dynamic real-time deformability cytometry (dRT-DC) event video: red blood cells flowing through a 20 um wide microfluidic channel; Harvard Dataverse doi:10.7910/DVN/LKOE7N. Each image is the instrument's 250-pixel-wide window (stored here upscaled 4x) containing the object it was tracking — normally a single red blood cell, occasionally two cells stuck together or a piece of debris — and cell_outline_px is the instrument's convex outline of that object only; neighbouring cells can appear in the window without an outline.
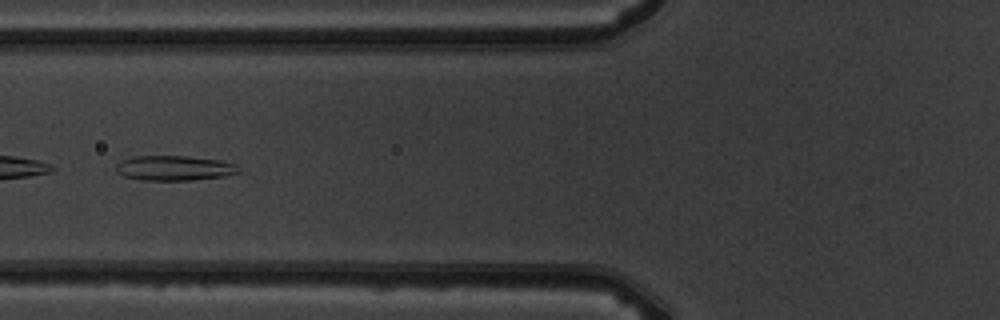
{"species": "common noctule bat (a hibernating species)", "species_latin": "Nyctalus noctula", "temperature_condition": "warm", "stored_images_in_passage": 10, "camera_frame_rate_fps": 3000, "um_per_image_px": 0.085, "animal": {"sex": "male", "body_mass_g": 19.5, "forearm_length_mm": 54.6}, "frame": {"image": 1, "passage_image": 7, "time_ms": 7.0, "image_size_px": [1000, 320], "cell_outline_px": [[240, 172], [228, 176], [192, 180], [140, 180], [124, 176], [116, 172], [116, 164], [120, 160], [132, 156], [188, 156], [220, 160], [236, 164]], "centroid_in_image_um": [14.81, 14.28], "position_along_channel_um": 111.0, "area_um2": 18.03}}
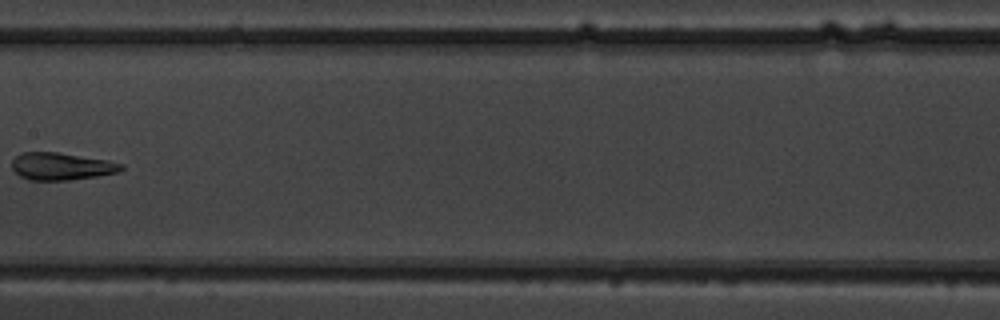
{"frame": {"image": 2, "passage_image": 9, "time_ms": 9.333, "image_size_px": [1000, 320], "cell_outline_px": [[124, 168], [120, 172], [96, 176], [68, 180], [28, 180], [20, 176], [12, 168], [12, 160], [20, 152], [56, 152], [108, 160], [124, 164]], "centroid_in_image_um": [5.22, 14.13], "position_along_channel_um": 202.2, "area_um2": 17.46}}
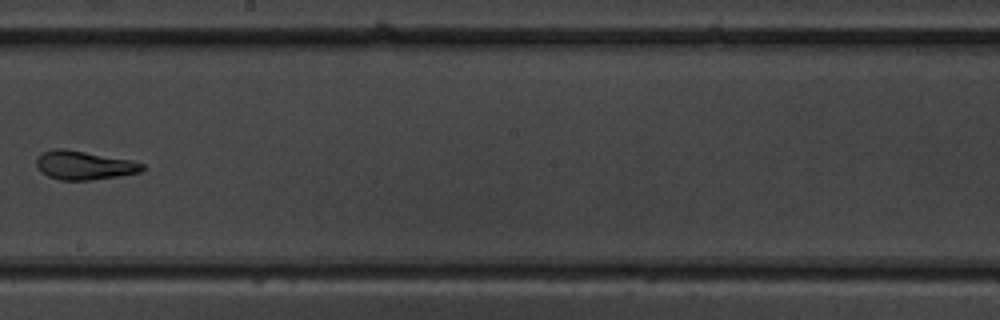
{"frame": {"image": 3, "passage_image": 10, "time_ms": 10.333, "image_size_px": [1000, 320], "cell_outline_px": [[148, 168], [140, 172], [120, 176], [88, 180], [60, 180], [48, 176], [40, 172], [36, 164], [36, 156], [40, 152], [52, 148], [64, 148], [132, 160], [144, 164]], "centroid_in_image_um": [7.13, 14.03], "position_along_channel_um": 241.1, "area_um2": 18.09}}